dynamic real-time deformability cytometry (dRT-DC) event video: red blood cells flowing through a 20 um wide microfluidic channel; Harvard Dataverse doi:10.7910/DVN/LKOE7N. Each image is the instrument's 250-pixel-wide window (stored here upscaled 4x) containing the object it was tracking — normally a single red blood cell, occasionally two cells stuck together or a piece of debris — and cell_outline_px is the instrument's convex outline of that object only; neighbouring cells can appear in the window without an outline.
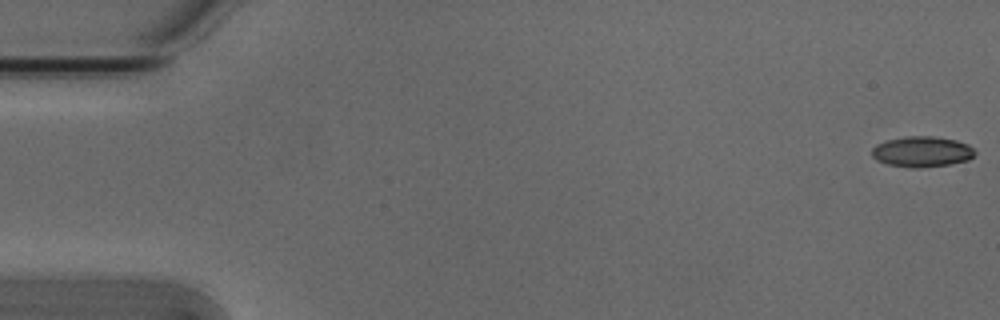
{"species": "Egyptian fruit bat (a non-hibernating species)", "species_latin": "Rousettus aegyptiacus", "temperature_condition": "cold", "stored_images_in_passage": 13, "camera_frame_rate_fps": 3000, "um_per_image_px": 0.085, "animal": {"sex": "male"}, "frame": {"image": 1, "passage_image": 1, "time_ms": 0.0, "image_size_px": [1000, 320], "cell_outline_px": [[976, 152], [968, 160], [948, 164], [920, 168], [908, 168], [888, 164], [876, 160], [872, 156], [872, 148], [876, 144], [888, 140], [908, 136], [932, 136], [956, 140], [968, 144]], "centroid_in_image_um": [78.35, 12.9], "position_along_channel_um": 6.7, "area_um2": 18.32}}